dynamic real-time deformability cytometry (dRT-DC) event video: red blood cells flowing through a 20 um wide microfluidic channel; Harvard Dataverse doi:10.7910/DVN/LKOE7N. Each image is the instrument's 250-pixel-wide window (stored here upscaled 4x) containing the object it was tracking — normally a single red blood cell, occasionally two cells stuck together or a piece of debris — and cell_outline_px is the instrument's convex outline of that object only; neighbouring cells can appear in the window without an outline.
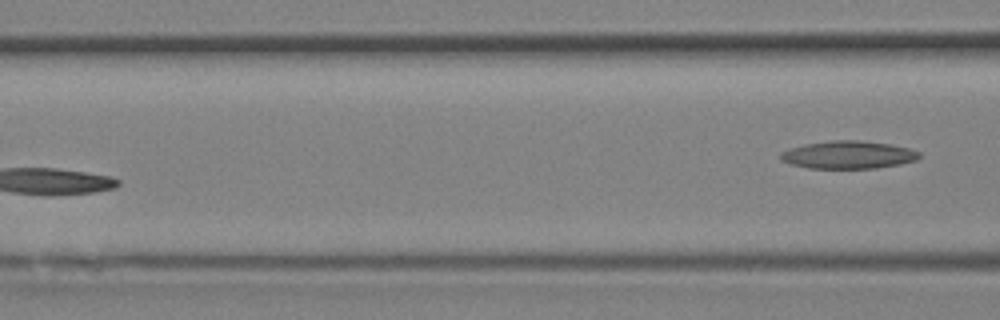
{"species": "Egyptian fruit bat (a non-hibernating species)", "species_latin": "Rousettus aegyptiacus", "temperature_condition": "room temperature", "stored_images_in_passage": 11, "segment_of_instrument_passage": [2, 2], "camera_frame_rate_fps": 3000, "um_per_image_px": 0.085, "animal": {"sex": "female"}, "frame": {"image": 1, "passage_image": 11, "time_ms": 3.333, "image_size_px": [1000, 320], "cell_outline_px": [[920, 156], [916, 160], [900, 164], [876, 168], [808, 168], [792, 164], [780, 160], [780, 152], [788, 148], [804, 144], [832, 140], [860, 140], [888, 144], [908, 148], [920, 152]], "centroid_in_image_um": [72.07, 13.15], "position_along_channel_um": 94.5, "area_um2": 22.43}}